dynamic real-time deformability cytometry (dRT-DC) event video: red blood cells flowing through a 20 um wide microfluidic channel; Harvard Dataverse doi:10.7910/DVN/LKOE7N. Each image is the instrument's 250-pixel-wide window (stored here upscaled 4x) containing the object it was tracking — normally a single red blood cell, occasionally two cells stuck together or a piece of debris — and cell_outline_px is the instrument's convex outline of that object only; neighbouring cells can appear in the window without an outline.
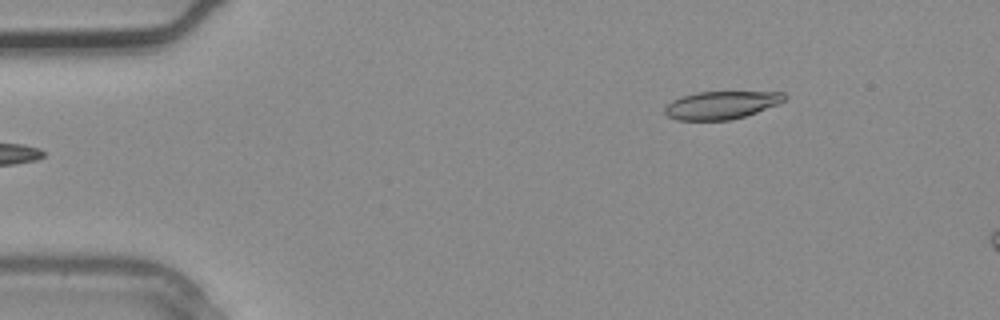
{"species": "common noctule bat (a hibernating species)", "species_latin": "Nyctalus noctula", "temperature_condition": "warm", "stored_images_in_passage": 4, "camera_frame_rate_fps": 3000, "um_per_image_px": 0.085, "animal": {"sex": "male", "body_mass_g": 20.4}, "frame": {"image": 1, "passage_image": 4, "time_ms": 1.0, "image_size_px": [1000, 320], "cell_outline_px": [[788, 96], [780, 104], [732, 120], [676, 120], [668, 116], [664, 112], [664, 108], [672, 100], [696, 92], [784, 92]], "centroid_in_image_um": [61.33, 8.93], "position_along_channel_um": 23.7, "area_um2": 19.42}}